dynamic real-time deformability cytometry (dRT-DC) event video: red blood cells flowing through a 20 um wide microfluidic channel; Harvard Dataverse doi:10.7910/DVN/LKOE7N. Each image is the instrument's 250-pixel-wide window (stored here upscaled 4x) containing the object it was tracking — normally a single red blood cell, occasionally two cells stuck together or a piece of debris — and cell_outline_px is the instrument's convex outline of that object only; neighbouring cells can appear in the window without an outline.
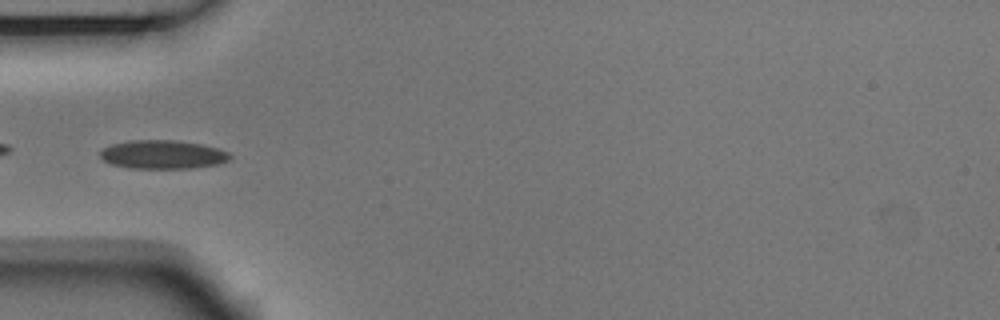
{"species": "Egyptian fruit bat (a non-hibernating species)", "species_latin": "Rousettus aegyptiacus", "temperature_condition": "room temperature", "stored_images_in_passage": 2, "camera_frame_rate_fps": 3000, "um_per_image_px": 0.085, "animal": {"sex": "male"}, "frame": {"image": 1, "passage_image": 2, "time_ms": 0.333, "image_size_px": [1000, 320], "cell_outline_px": [[232, 156], [228, 160], [220, 164], [192, 168], [128, 168], [112, 164], [104, 160], [100, 156], [100, 152], [104, 148], [112, 144], [128, 140], [180, 140], [220, 148], [228, 152]], "centroid_in_image_um": [13.86, 13.13], "position_along_channel_um": 71.1, "area_um2": 21.79}}